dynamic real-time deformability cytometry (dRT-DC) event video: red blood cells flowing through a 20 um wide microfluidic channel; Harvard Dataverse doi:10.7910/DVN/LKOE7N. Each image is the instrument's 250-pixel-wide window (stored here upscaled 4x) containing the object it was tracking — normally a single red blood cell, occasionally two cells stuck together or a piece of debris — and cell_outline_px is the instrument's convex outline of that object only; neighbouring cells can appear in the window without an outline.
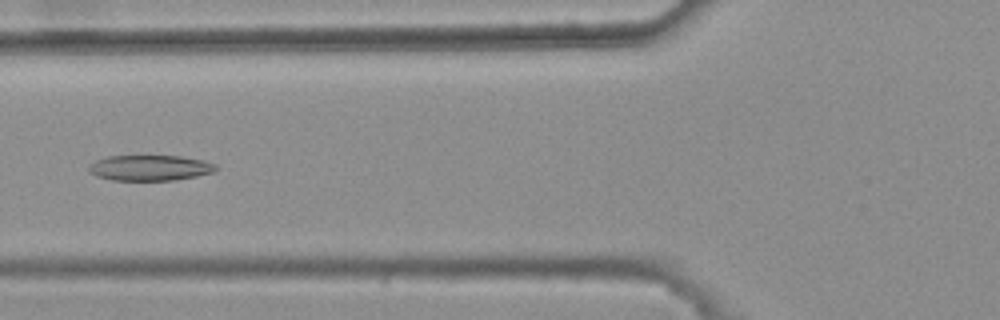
{"species": "common noctule bat (a hibernating species)", "species_latin": "Nyctalus noctula", "temperature_condition": "warm", "stored_images_in_passage": 5, "camera_frame_rate_fps": 3000, "um_per_image_px": 0.085, "animal": {"sex": "female", "body_mass_g": 25.1}, "frame": {"image": 1, "passage_image": 5, "time_ms": 1.333, "image_size_px": [1000, 320], "cell_outline_px": [[216, 172], [196, 176], [172, 180], [112, 180], [96, 176], [88, 172], [88, 164], [96, 160], [108, 156], [180, 156], [204, 160], [216, 164]], "centroid_in_image_um": [12.73, 14.26], "position_along_channel_um": 113.1, "area_um2": 19.02}}